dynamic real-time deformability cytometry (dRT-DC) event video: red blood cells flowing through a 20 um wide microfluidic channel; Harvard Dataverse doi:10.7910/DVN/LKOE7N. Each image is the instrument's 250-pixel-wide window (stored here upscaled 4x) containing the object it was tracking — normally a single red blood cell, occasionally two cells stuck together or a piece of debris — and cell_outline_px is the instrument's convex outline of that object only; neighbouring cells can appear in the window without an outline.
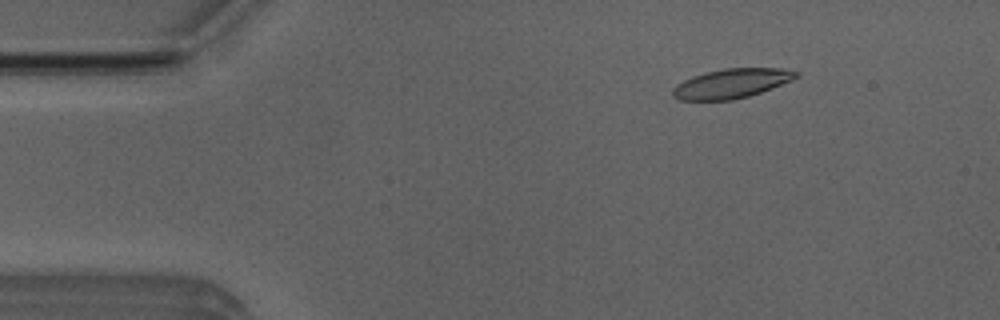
{"species": "Egyptian fruit bat (a non-hibernating species)", "species_latin": "Rousettus aegyptiacus", "temperature_condition": "room temperature", "stored_images_in_passage": 48, "camera_frame_rate_fps": 3000, "um_per_image_px": 0.085, "animal": {"sex": "male"}, "frame": {"image": 1, "passage_image": 3, "time_ms": 0.667, "image_size_px": [1000, 320], "cell_outline_px": [[800, 76], [792, 80], [772, 88], [748, 96], [732, 100], [680, 100], [672, 96], [672, 88], [676, 84], [692, 76], [704, 72], [724, 68], [784, 68], [800, 72]], "centroid_in_image_um": [62.18, 7.08], "position_along_channel_um": 22.8, "area_um2": 21.33}}
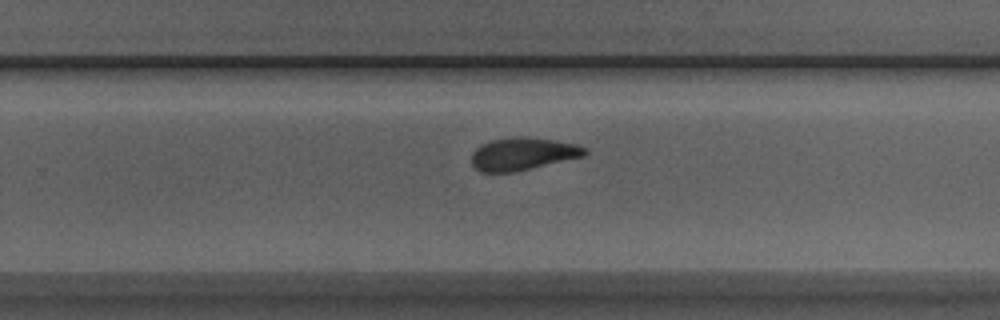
{"frame": {"image": 2, "passage_image": 29, "time_ms": 9.333, "image_size_px": [1000, 320], "cell_outline_px": [[588, 152], [584, 156], [516, 172], [480, 172], [472, 164], [472, 152], [480, 144], [492, 140], [516, 136], [552, 140], [576, 144], [588, 148]], "centroid_in_image_um": [44.44, 13.09], "position_along_channel_um": 285.4, "area_um2": 21.5}}
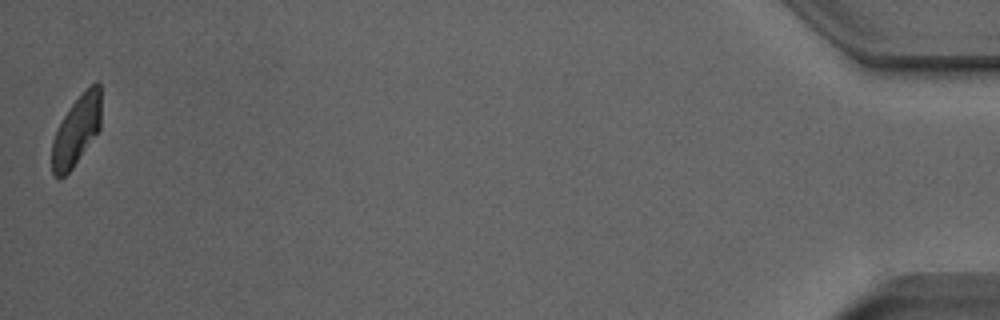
{"frame": {"image": 3, "passage_image": 48, "time_ms": 15.667, "image_size_px": [1000, 320], "cell_outline_px": [[100, 128], [72, 168], [60, 180], [52, 172], [52, 140], [64, 116], [72, 104], [96, 80], [100, 84]], "centroid_in_image_um": [6.49, 11.12], "position_along_channel_um": 428.7, "area_um2": 19.42}, "authors_computed_cell_mechanics": {"area_um2": 21.5016, "velocity_mm_per_s": 3.869, "shape_relaxation_time_tau1_ms": 4.9479, "shape_relaxation_time_tau2_ms": 2.4759, "deformation_change_tau1": 0.1567, "deformation_change_tau2": 0.1001}}